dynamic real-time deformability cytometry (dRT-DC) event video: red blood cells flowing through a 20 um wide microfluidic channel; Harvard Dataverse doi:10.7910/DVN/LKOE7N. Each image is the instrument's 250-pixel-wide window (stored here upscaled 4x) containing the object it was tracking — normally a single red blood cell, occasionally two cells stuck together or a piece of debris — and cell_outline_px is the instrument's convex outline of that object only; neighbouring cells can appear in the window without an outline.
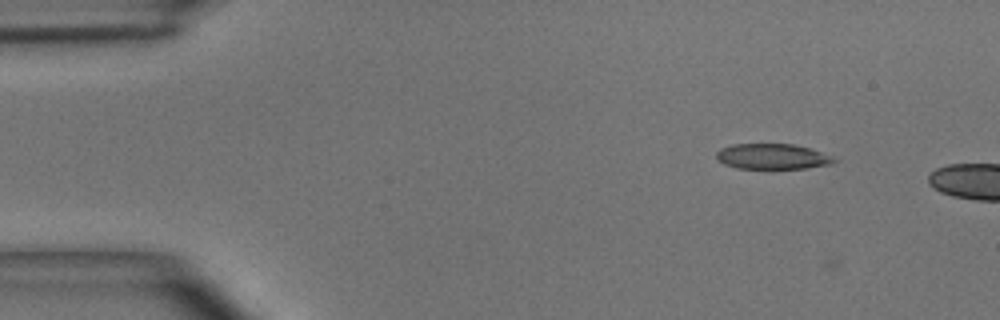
{"species": "common noctule bat (a hibernating species)", "species_latin": "Nyctalus noctula", "temperature_condition": "room temperature", "stored_images_in_passage": 8, "camera_frame_rate_fps": 3000, "um_per_image_px": 0.085, "animal": {"sex": "male", "body_mass_g": 15.6}, "frame": {"image": 1, "passage_image": 7, "time_ms": 2.0, "image_size_px": [1000, 320], "cell_outline_px": [[836, 160], [832, 164], [804, 168], [772, 172], [736, 168], [724, 164], [716, 160], [716, 152], [720, 148], [732, 144], [792, 144], [808, 148], [832, 156]], "centroid_in_image_um": [65.59, 13.36], "position_along_channel_um": 19.4, "area_um2": 18.32}}